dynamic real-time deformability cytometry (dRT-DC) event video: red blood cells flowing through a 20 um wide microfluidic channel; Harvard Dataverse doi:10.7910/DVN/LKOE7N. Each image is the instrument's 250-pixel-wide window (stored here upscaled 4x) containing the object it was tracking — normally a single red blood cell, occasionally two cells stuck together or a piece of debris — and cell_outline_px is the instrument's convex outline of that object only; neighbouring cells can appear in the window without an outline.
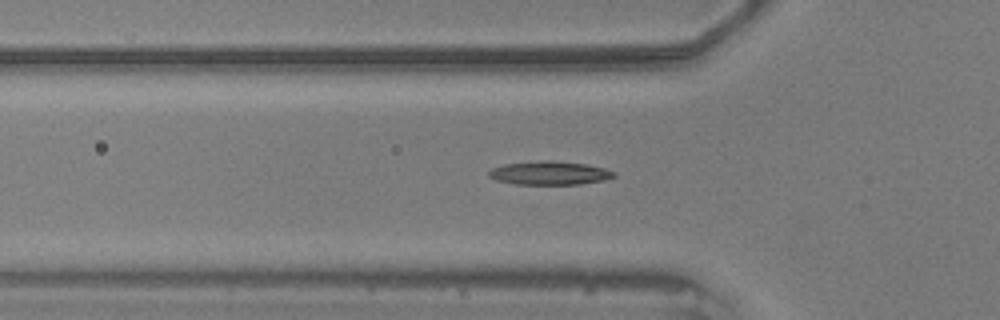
{"species": "common noctule bat (a hibernating species)", "species_latin": "Nyctalus noctula", "temperature_condition": "warm", "stored_images_in_passage": 41, "camera_frame_rate_fps": 3000, "um_per_image_px": 0.085, "animal": {"sex": "male", "body_mass_g": 20.5, "forearm_length_mm": 52.5}, "frame": {"image": 1, "passage_image": 9, "time_ms": 2.667, "image_size_px": [1000, 320], "cell_outline_px": [[616, 176], [604, 180], [580, 184], [516, 184], [496, 180], [488, 176], [488, 172], [492, 168], [504, 164], [540, 160], [552, 160], [588, 164], [604, 168], [616, 172]], "centroid_in_image_um": [46.72, 14.7], "position_along_channel_um": 79.1, "area_um2": 17.28}}
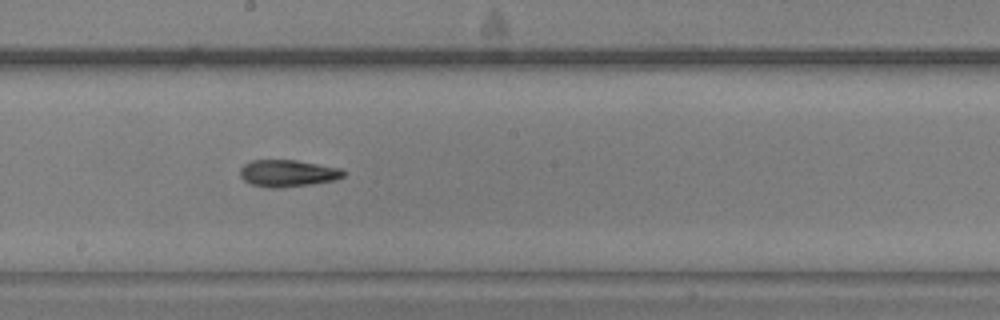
{"frame": {"image": 2, "passage_image": 21, "time_ms": 6.667, "image_size_px": [1000, 320], "cell_outline_px": [[348, 172], [344, 176], [336, 180], [312, 184], [280, 188], [272, 188], [252, 184], [244, 180], [240, 176], [240, 168], [244, 164], [252, 160], [296, 160], [340, 168]], "centroid_in_image_um": [24.49, 14.73], "position_along_channel_um": 223.7, "area_um2": 16.3}}
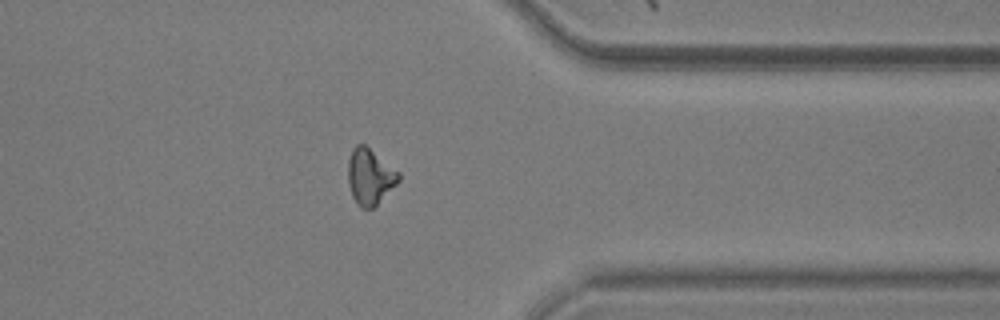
{"frame": {"image": 3, "passage_image": 35, "time_ms": 11.333, "image_size_px": [1000, 320], "cell_outline_px": [[400, 180], [372, 208], [360, 208], [356, 204], [352, 196], [348, 184], [348, 160], [352, 148], [356, 144], [364, 144], [400, 172]], "centroid_in_image_um": [31.42, 15.0], "position_along_channel_um": 380.0, "area_um2": 16.42}}